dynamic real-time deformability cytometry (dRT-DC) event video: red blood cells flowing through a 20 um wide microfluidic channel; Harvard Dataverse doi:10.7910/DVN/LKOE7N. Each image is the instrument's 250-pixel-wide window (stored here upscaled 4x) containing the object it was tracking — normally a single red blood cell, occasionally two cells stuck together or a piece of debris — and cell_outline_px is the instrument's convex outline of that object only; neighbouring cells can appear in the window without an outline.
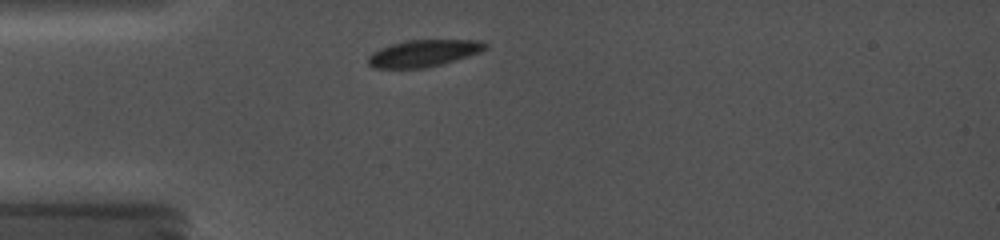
{"species": "common noctule bat (a hibernating species)", "species_latin": "Nyctalus noctula", "temperature_condition": "cold", "stored_images_in_passage": 25, "camera_frame_rate_fps": 5000, "um_per_image_px": 0.085, "animal": {"sex": "female", "body_mass_g": 19.0, "forearm_length_mm": 56.7}, "frame": {"image": 1, "passage_image": 4, "time_ms": 0.8, "image_size_px": [1000, 240], "cell_outline_px": [[488, 48], [480, 52], [468, 56], [440, 64], [424, 68], [376, 68], [368, 64], [368, 56], [372, 52], [380, 48], [404, 40], [484, 40], [488, 44]], "centroid_in_image_um": [36.02, 4.51], "position_along_channel_um": 49.0, "area_um2": 18.32}}
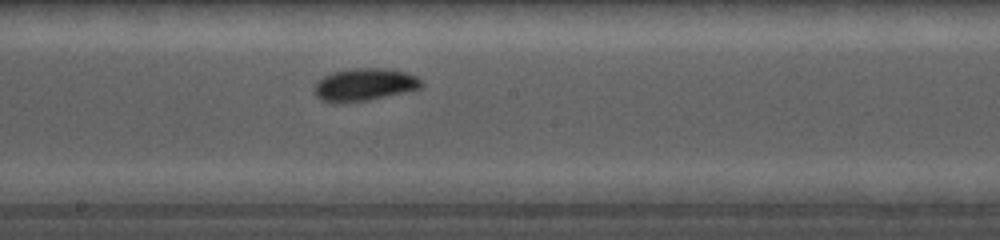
{"frame": {"image": 2, "passage_image": 15, "time_ms": 5.6, "image_size_px": [1000, 240], "cell_outline_px": [[424, 84], [420, 88], [404, 92], [368, 100], [336, 104], [332, 104], [320, 100], [316, 96], [316, 80], [324, 76], [336, 72], [364, 68], [380, 68], [404, 72], [416, 76]], "centroid_in_image_um": [30.95, 7.22], "position_along_channel_um": 217.2, "area_um2": 20.0}}
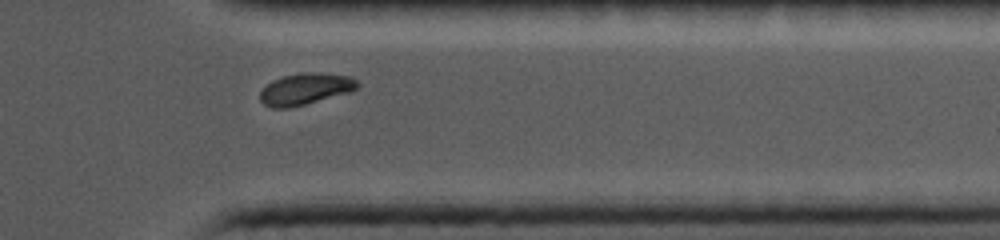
{"frame": {"image": 3, "passage_image": 22, "time_ms": 10.0, "image_size_px": [1000, 240], "cell_outline_px": [[360, 84], [352, 92], [288, 108], [272, 108], [264, 104], [260, 100], [260, 92], [272, 80], [284, 76], [300, 72], [320, 72], [352, 76]], "centroid_in_image_um": [25.99, 7.55], "position_along_channel_um": 385.4, "area_um2": 17.98}}